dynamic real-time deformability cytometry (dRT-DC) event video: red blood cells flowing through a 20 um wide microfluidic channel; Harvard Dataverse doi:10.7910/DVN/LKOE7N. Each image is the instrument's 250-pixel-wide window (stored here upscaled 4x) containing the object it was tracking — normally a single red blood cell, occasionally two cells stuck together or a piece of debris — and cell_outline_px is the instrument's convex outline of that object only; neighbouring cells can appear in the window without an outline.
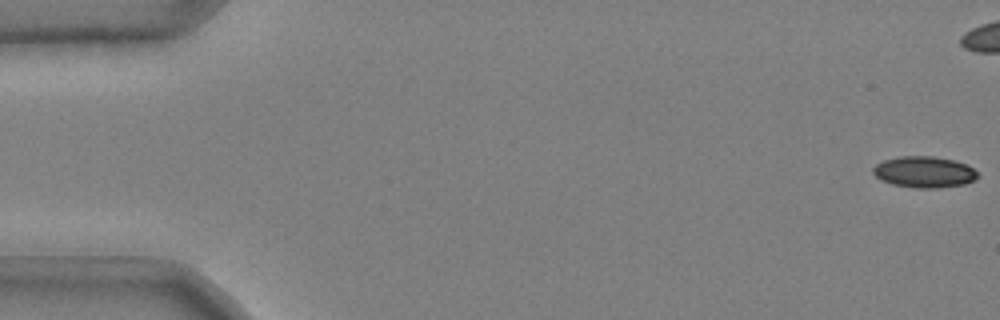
{"species": "common noctule bat (a hibernating species)", "species_latin": "Nyctalus noctula", "temperature_condition": "cold", "stored_images_in_passage": 44, "camera_frame_rate_fps": 3000, "um_per_image_px": 0.085, "animal": {"sex": "male", "body_mass_g": 20.4}, "frame": {"image": 1, "passage_image": 1, "time_ms": 0.0, "image_size_px": [1000, 320], "cell_outline_px": [[976, 180], [964, 184], [936, 188], [916, 188], [892, 184], [880, 180], [872, 172], [872, 168], [876, 164], [884, 160], [900, 156], [932, 156], [952, 160], [968, 164], [976, 172]], "centroid_in_image_um": [78.53, 14.62], "position_along_channel_um": 6.5, "area_um2": 19.02}}
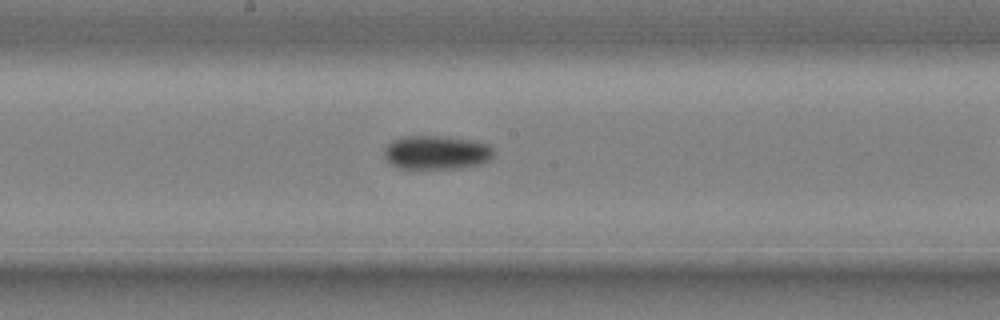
{"frame": {"image": 2, "passage_image": 29, "time_ms": 9.333, "image_size_px": [1000, 320], "cell_outline_px": [[496, 156], [492, 160], [484, 164], [464, 168], [396, 168], [384, 160], [384, 148], [392, 140], [400, 136], [444, 136], [472, 140], [488, 144], [496, 152]], "centroid_in_image_um": [37.13, 12.97], "position_along_channel_um": 211.1, "area_um2": 22.25}}
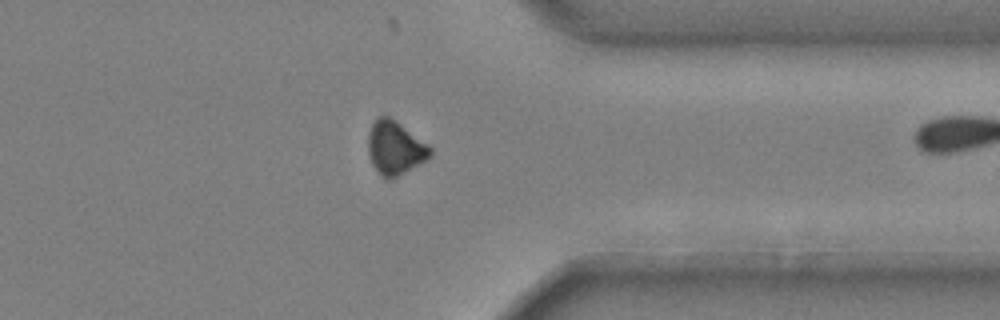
{"frame": {"image": 3, "passage_image": 43, "time_ms": 14.0, "image_size_px": [1000, 320], "cell_outline_px": [[432, 156], [404, 172], [388, 180], [384, 180], [380, 176], [372, 164], [368, 152], [368, 132], [376, 116], [388, 116], [396, 120], [428, 144], [432, 148]], "centroid_in_image_um": [33.56, 12.56], "position_along_channel_um": 377.8, "area_um2": 19.48}}